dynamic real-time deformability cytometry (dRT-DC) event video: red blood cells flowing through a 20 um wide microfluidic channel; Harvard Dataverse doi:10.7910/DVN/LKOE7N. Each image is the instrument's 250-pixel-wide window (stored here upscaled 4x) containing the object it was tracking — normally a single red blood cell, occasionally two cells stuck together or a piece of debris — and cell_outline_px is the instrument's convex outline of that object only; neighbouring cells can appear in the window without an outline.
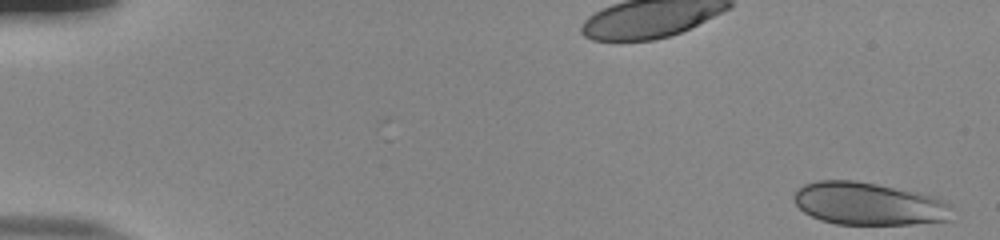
{"species": "human", "species_latin": "Homo sapiens", "temperature_condition": "room temperature", "stored_images_in_passage": 53, "camera_frame_rate_fps": 3000, "um_per_image_px": 0.085, "donor": {"sex": "male"}, "frame": {"image": 1, "passage_image": 1, "time_ms": 0.0, "image_size_px": [1000, 240], "cell_outline_px": [[948, 220], [908, 224], [836, 224], [820, 220], [804, 212], [796, 204], [792, 196], [804, 184], [820, 180], [852, 180], [876, 184], [928, 196], [940, 200], [944, 204]], "centroid_in_image_um": [73.65, 17.32], "position_along_channel_um": 11.3, "area_um2": 37.92}}
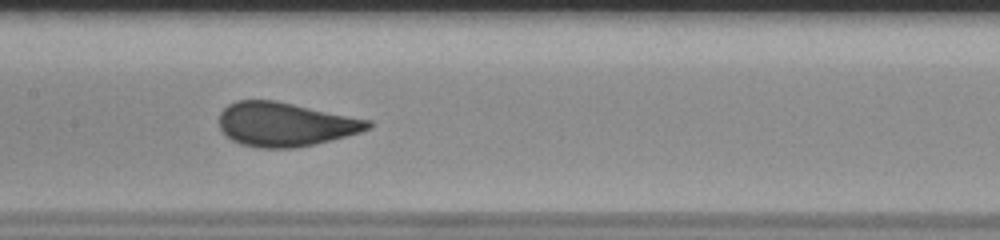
{"frame": {"image": 2, "passage_image": 27, "time_ms": 8.667, "image_size_px": [1000, 240], "cell_outline_px": [[372, 128], [360, 132], [312, 144], [292, 148], [260, 148], [240, 144], [232, 140], [220, 128], [220, 112], [228, 104], [236, 100], [276, 100], [372, 120]], "centroid_in_image_um": [24.24, 10.55], "position_along_channel_um": 183.2, "area_um2": 38.03}}
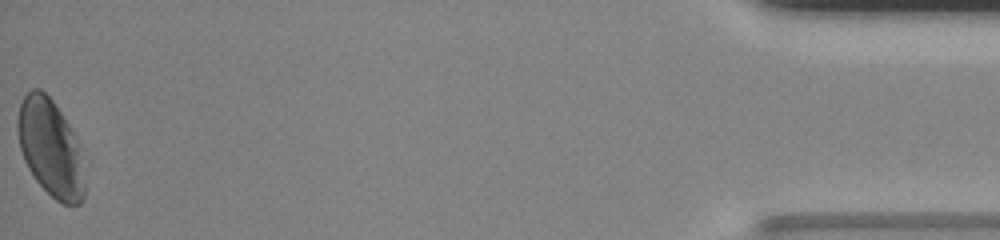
{"frame": {"image": 3, "passage_image": 53, "time_ms": 17.333, "image_size_px": [1000, 240], "cell_outline_px": [[84, 200], [80, 204], [64, 204], [56, 200], [36, 180], [28, 168], [24, 160], [20, 148], [16, 128], [16, 120], [20, 104], [24, 96], [32, 88], [40, 88], [52, 100], [68, 124], [72, 132], [76, 148], [84, 188]], "centroid_in_image_um": [4.2, 12.56], "position_along_channel_um": 431.0, "area_um2": 36.7}, "authors_computed_cell_mechanics": {"area_um2": 37.9168, "velocity_mm_per_s": 3.8554, "shape_relaxation_time_tau1_ms": 5.3192, "shape_relaxation_time_tau2_ms": null, "deformation_change_tau1": 0.1491, "deformation_change_tau2": null}}